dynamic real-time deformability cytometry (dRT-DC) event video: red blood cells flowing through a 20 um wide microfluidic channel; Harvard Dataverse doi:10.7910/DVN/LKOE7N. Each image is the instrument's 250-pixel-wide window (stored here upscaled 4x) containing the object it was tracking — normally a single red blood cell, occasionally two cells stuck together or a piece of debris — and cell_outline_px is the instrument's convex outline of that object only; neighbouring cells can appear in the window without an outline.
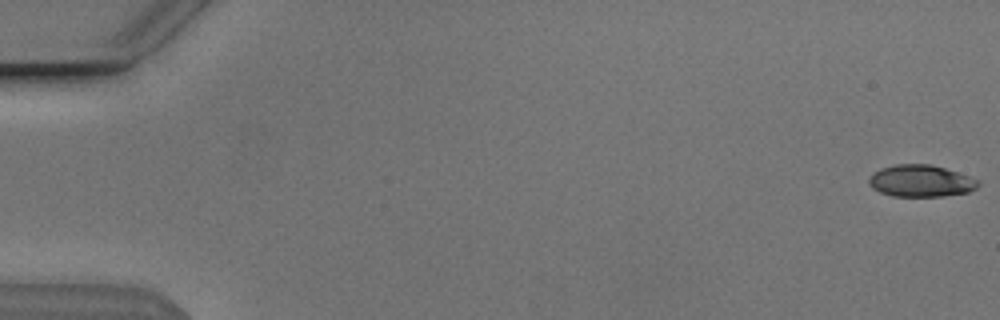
{"species": "Egyptian fruit bat (a non-hibernating species)", "species_latin": "Rousettus aegyptiacus", "temperature_condition": "cold", "stored_images_in_passage": 5, "camera_frame_rate_fps": 3000, "um_per_image_px": 0.085, "animal": {"sex": "male"}, "frame": {"image": 1, "passage_image": 1, "time_ms": 0.0, "image_size_px": [1000, 320], "cell_outline_px": [[980, 184], [976, 188], [968, 192], [944, 196], [892, 196], [880, 192], [872, 188], [868, 184], [868, 176], [872, 172], [880, 168], [896, 164], [928, 164], [944, 168], [980, 180]], "centroid_in_image_um": [78.22, 15.38], "position_along_channel_um": 6.8, "area_um2": 20.4}}